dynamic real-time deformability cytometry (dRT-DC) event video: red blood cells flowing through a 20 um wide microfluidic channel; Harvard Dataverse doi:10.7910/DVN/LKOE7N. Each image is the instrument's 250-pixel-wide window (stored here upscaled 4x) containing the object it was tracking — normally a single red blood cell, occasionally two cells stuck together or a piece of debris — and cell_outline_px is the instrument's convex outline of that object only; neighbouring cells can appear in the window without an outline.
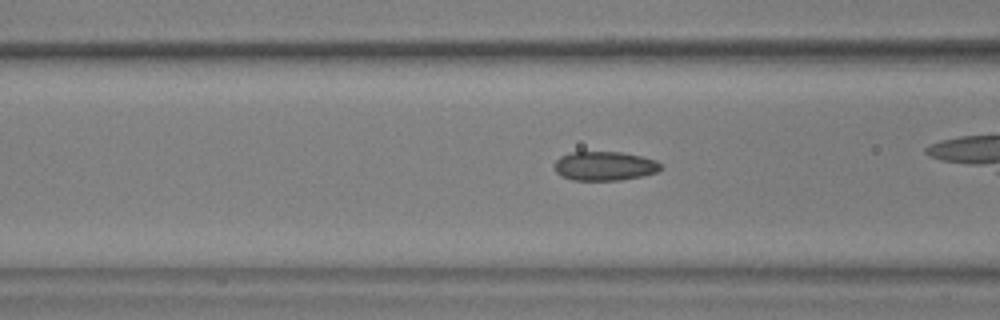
{"species": "common noctule bat (a hibernating species)", "species_latin": "Nyctalus noctula", "temperature_condition": "warm", "stored_images_in_passage": 10, "camera_frame_rate_fps": 3000, "um_per_image_px": 0.085, "animal": {"sex": "male", "body_mass_g": 17.9, "forearm_length_mm": 54.2}, "frame": {"image": 1, "passage_image": 7, "time_ms": 2.0, "image_size_px": [1000, 320], "cell_outline_px": [[664, 168], [656, 172], [644, 176], [620, 180], [572, 180], [560, 176], [556, 172], [552, 164], [560, 156], [572, 152], [620, 152], [640, 156], [656, 160]], "centroid_in_image_um": [51.37, 14.12], "position_along_channel_um": 115.2, "area_um2": 18.21}}